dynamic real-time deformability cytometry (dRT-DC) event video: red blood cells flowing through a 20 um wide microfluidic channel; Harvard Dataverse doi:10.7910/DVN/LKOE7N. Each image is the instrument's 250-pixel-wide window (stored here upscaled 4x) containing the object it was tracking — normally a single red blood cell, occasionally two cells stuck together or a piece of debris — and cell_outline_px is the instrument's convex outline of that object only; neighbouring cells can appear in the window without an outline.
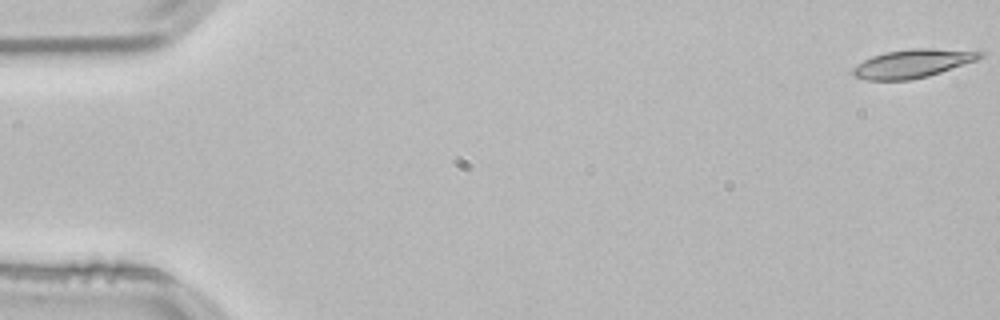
{"species": "common noctule bat (a hibernating species)", "species_latin": "Nyctalus noctula", "temperature_condition": "room temperature", "stored_images_in_passage": 12, "camera_frame_rate_fps": 3000, "um_per_image_px": 0.085, "animal": {"sex": "male", "body_mass_g": 21.5, "forearm_length_mm": 52.0}, "frame": {"image": 1, "passage_image": 1, "time_ms": 0.0, "image_size_px": [1000, 320], "cell_outline_px": [[984, 56], [976, 60], [928, 76], [908, 80], [864, 80], [856, 76], [852, 72], [852, 68], [856, 64], [872, 56], [884, 52], [908, 48], [932, 48], [984, 52]], "centroid_in_image_um": [77.53, 5.39], "position_along_channel_um": 7.5, "area_um2": 20.98}}